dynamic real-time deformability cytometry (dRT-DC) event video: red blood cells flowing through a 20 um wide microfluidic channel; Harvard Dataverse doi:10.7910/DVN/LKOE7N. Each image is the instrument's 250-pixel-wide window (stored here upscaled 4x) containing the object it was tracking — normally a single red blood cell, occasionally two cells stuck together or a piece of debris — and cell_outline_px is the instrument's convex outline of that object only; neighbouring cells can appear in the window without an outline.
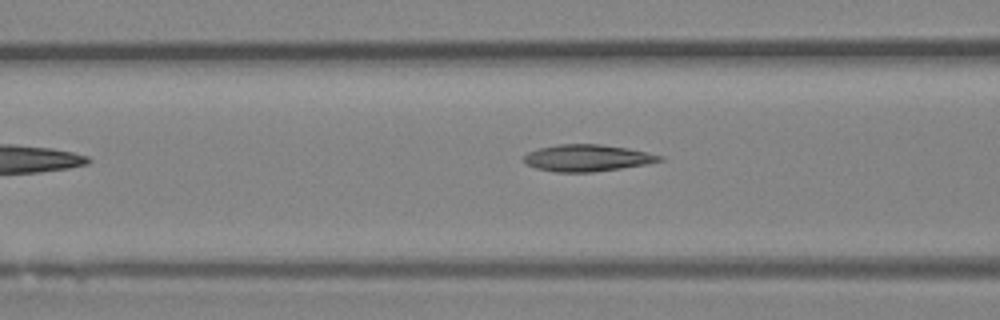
{"species": "Egyptian fruit bat (a non-hibernating species)", "species_latin": "Rousettus aegyptiacus", "temperature_condition": "room temperature", "stored_images_in_passage": 6, "camera_frame_rate_fps": 3000, "um_per_image_px": 0.085, "animal": {"sex": "female"}, "frame": {"image": 1, "passage_image": 4, "time_ms": 1.0, "image_size_px": [1000, 320], "cell_outline_px": [[664, 160], [644, 164], [620, 168], [592, 172], [556, 172], [536, 168], [524, 164], [524, 156], [528, 152], [540, 148], [560, 144], [600, 144], [628, 148], [664, 156]], "centroid_in_image_um": [49.9, 13.42], "position_along_channel_um": 116.7, "area_um2": 21.04}}